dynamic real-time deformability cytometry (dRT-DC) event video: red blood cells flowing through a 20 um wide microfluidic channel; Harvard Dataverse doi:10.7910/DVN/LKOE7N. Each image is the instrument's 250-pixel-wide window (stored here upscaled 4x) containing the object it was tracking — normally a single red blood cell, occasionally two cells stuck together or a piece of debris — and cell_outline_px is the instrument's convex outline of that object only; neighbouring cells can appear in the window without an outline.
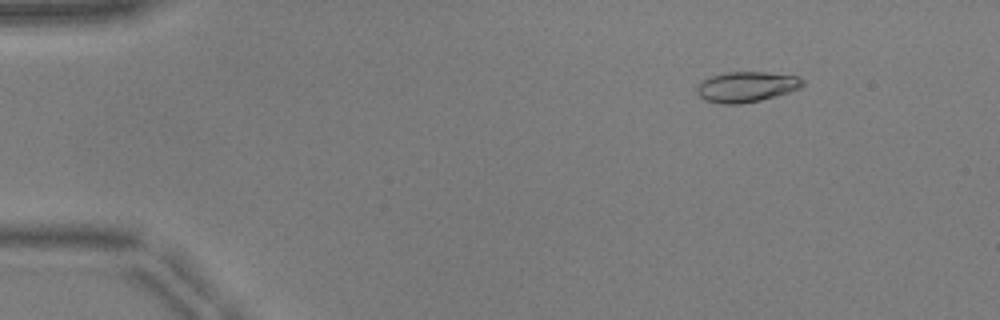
{"species": "common noctule bat (a hibernating species)", "species_latin": "Nyctalus noctula", "temperature_condition": "warm", "stored_images_in_passage": 47, "camera_frame_rate_fps": 3000, "um_per_image_px": 0.085, "animal": {"sex": "male", "body_mass_g": 17.9, "forearm_length_mm": 54.2}, "frame": {"image": 1, "passage_image": 2, "time_ms": 0.333, "image_size_px": [1000, 320], "cell_outline_px": [[804, 84], [800, 88], [788, 92], [760, 100], [740, 104], [720, 104], [704, 100], [696, 92], [696, 88], [704, 80], [712, 76], [724, 72], [764, 72], [800, 76], [804, 80]], "centroid_in_image_um": [63.46, 7.38], "position_along_channel_um": 21.5, "area_um2": 18.73}}
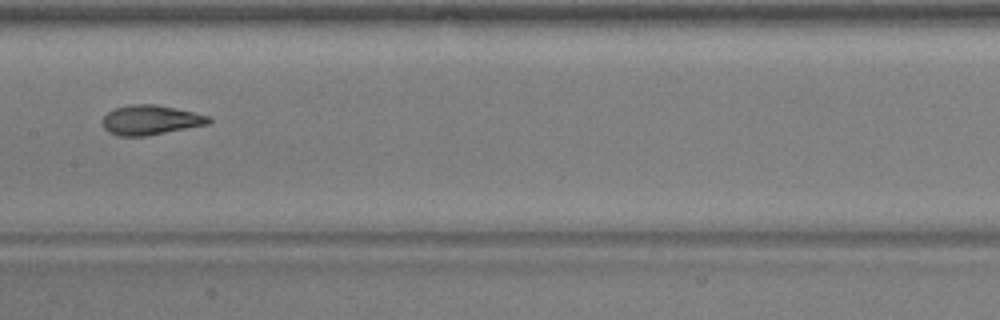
{"frame": {"image": 2, "passage_image": 22, "time_ms": 7.0, "image_size_px": [1000, 320], "cell_outline_px": [[212, 120], [208, 124], [148, 136], [120, 136], [108, 132], [104, 128], [104, 116], [108, 112], [116, 108], [128, 104], [156, 104], [212, 116]], "centroid_in_image_um": [12.83, 10.2], "position_along_channel_um": 194.6, "area_um2": 18.38}}
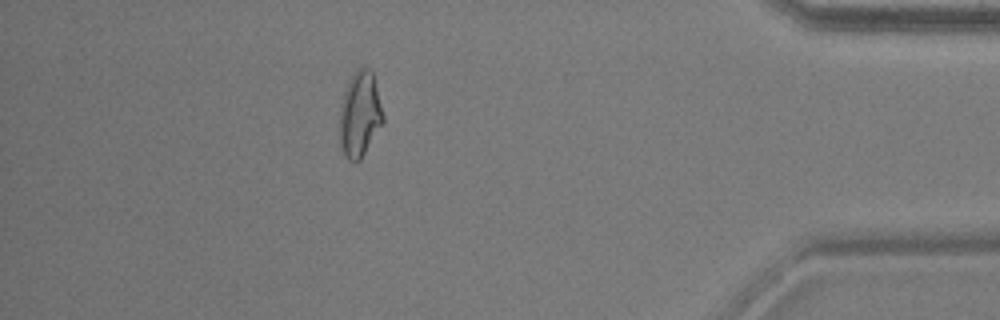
{"frame": {"image": 3, "passage_image": 41, "time_ms": 13.333, "image_size_px": [1000, 320], "cell_outline_px": [[384, 120], [360, 160], [356, 164], [348, 160], [344, 156], [340, 148], [340, 104], [348, 80], [356, 68], [368, 68], [372, 72], [384, 116]], "centroid_in_image_um": [30.55, 9.74], "position_along_channel_um": 404.6, "area_um2": 21.62}, "authors_computed_cell_mechanics": {"area_um2": 18.4382, "velocity_mm_per_s": 3.9507, "shape_relaxation_time_tau1_ms": 4.5163, "shape_relaxation_time_tau2_ms": 1.1403, "deformation_change_tau1": 0.1929, "deformation_change_tau2": 0.078}}